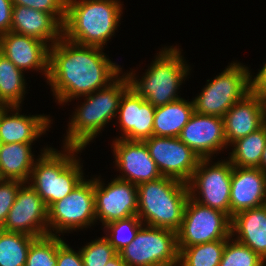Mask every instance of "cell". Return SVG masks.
<instances>
[{
	"label": "cell",
	"instance_id": "obj_1",
	"mask_svg": "<svg viewBox=\"0 0 266 266\" xmlns=\"http://www.w3.org/2000/svg\"><path fill=\"white\" fill-rule=\"evenodd\" d=\"M102 49L79 45L64 37L50 46L47 83L59 104L103 89L122 74V68L107 58Z\"/></svg>",
	"mask_w": 266,
	"mask_h": 266
},
{
	"label": "cell",
	"instance_id": "obj_2",
	"mask_svg": "<svg viewBox=\"0 0 266 266\" xmlns=\"http://www.w3.org/2000/svg\"><path fill=\"white\" fill-rule=\"evenodd\" d=\"M120 0H67L63 37L73 43L103 48L121 18Z\"/></svg>",
	"mask_w": 266,
	"mask_h": 266
},
{
	"label": "cell",
	"instance_id": "obj_3",
	"mask_svg": "<svg viewBox=\"0 0 266 266\" xmlns=\"http://www.w3.org/2000/svg\"><path fill=\"white\" fill-rule=\"evenodd\" d=\"M129 87L128 77L123 74L107 87L83 96L84 102L68 124L64 146L85 149L105 125L117 117L121 97Z\"/></svg>",
	"mask_w": 266,
	"mask_h": 266
},
{
	"label": "cell",
	"instance_id": "obj_4",
	"mask_svg": "<svg viewBox=\"0 0 266 266\" xmlns=\"http://www.w3.org/2000/svg\"><path fill=\"white\" fill-rule=\"evenodd\" d=\"M189 198L187 183L161 176L137 186V216L144 225L178 231Z\"/></svg>",
	"mask_w": 266,
	"mask_h": 266
},
{
	"label": "cell",
	"instance_id": "obj_5",
	"mask_svg": "<svg viewBox=\"0 0 266 266\" xmlns=\"http://www.w3.org/2000/svg\"><path fill=\"white\" fill-rule=\"evenodd\" d=\"M63 148L61 152L51 147L43 148L28 181L47 208L67 196L84 179L83 165L75 156L84 149L69 146Z\"/></svg>",
	"mask_w": 266,
	"mask_h": 266
},
{
	"label": "cell",
	"instance_id": "obj_6",
	"mask_svg": "<svg viewBox=\"0 0 266 266\" xmlns=\"http://www.w3.org/2000/svg\"><path fill=\"white\" fill-rule=\"evenodd\" d=\"M189 70L180 49L170 46L162 48L141 79H137L133 72L125 75L139 96L158 107L181 99L176 92L189 75Z\"/></svg>",
	"mask_w": 266,
	"mask_h": 266
},
{
	"label": "cell",
	"instance_id": "obj_7",
	"mask_svg": "<svg viewBox=\"0 0 266 266\" xmlns=\"http://www.w3.org/2000/svg\"><path fill=\"white\" fill-rule=\"evenodd\" d=\"M250 71L239 62L230 63L213 80H207L193 101L194 112L223 118L226 112L250 92Z\"/></svg>",
	"mask_w": 266,
	"mask_h": 266
},
{
	"label": "cell",
	"instance_id": "obj_8",
	"mask_svg": "<svg viewBox=\"0 0 266 266\" xmlns=\"http://www.w3.org/2000/svg\"><path fill=\"white\" fill-rule=\"evenodd\" d=\"M118 254L129 266H178L177 232L143 225Z\"/></svg>",
	"mask_w": 266,
	"mask_h": 266
},
{
	"label": "cell",
	"instance_id": "obj_9",
	"mask_svg": "<svg viewBox=\"0 0 266 266\" xmlns=\"http://www.w3.org/2000/svg\"><path fill=\"white\" fill-rule=\"evenodd\" d=\"M229 237L231 218L226 213L188 198L182 224L177 231L179 252L185 247L227 240Z\"/></svg>",
	"mask_w": 266,
	"mask_h": 266
},
{
	"label": "cell",
	"instance_id": "obj_10",
	"mask_svg": "<svg viewBox=\"0 0 266 266\" xmlns=\"http://www.w3.org/2000/svg\"><path fill=\"white\" fill-rule=\"evenodd\" d=\"M95 222L94 178H84L67 196L48 208L49 235L88 228Z\"/></svg>",
	"mask_w": 266,
	"mask_h": 266
},
{
	"label": "cell",
	"instance_id": "obj_11",
	"mask_svg": "<svg viewBox=\"0 0 266 266\" xmlns=\"http://www.w3.org/2000/svg\"><path fill=\"white\" fill-rule=\"evenodd\" d=\"M226 160L217 161L212 165L210 158L200 159L197 168L187 182V186L189 197L193 200L204 206L220 210L230 217L233 165L228 159Z\"/></svg>",
	"mask_w": 266,
	"mask_h": 266
},
{
	"label": "cell",
	"instance_id": "obj_12",
	"mask_svg": "<svg viewBox=\"0 0 266 266\" xmlns=\"http://www.w3.org/2000/svg\"><path fill=\"white\" fill-rule=\"evenodd\" d=\"M162 176L187 183L200 157L178 137L151 136L144 140Z\"/></svg>",
	"mask_w": 266,
	"mask_h": 266
},
{
	"label": "cell",
	"instance_id": "obj_13",
	"mask_svg": "<svg viewBox=\"0 0 266 266\" xmlns=\"http://www.w3.org/2000/svg\"><path fill=\"white\" fill-rule=\"evenodd\" d=\"M94 178L96 222L108 223L137 216V185L126 180L113 178L108 185Z\"/></svg>",
	"mask_w": 266,
	"mask_h": 266
},
{
	"label": "cell",
	"instance_id": "obj_14",
	"mask_svg": "<svg viewBox=\"0 0 266 266\" xmlns=\"http://www.w3.org/2000/svg\"><path fill=\"white\" fill-rule=\"evenodd\" d=\"M1 229L36 238L48 235V208L30 183L25 182L19 187Z\"/></svg>",
	"mask_w": 266,
	"mask_h": 266
},
{
	"label": "cell",
	"instance_id": "obj_15",
	"mask_svg": "<svg viewBox=\"0 0 266 266\" xmlns=\"http://www.w3.org/2000/svg\"><path fill=\"white\" fill-rule=\"evenodd\" d=\"M115 166L122 171L117 178L135 185L159 179L160 174L155 161L150 156L144 141H131L116 138L112 145Z\"/></svg>",
	"mask_w": 266,
	"mask_h": 266
},
{
	"label": "cell",
	"instance_id": "obj_16",
	"mask_svg": "<svg viewBox=\"0 0 266 266\" xmlns=\"http://www.w3.org/2000/svg\"><path fill=\"white\" fill-rule=\"evenodd\" d=\"M178 138L200 159H211L213 154L228 147L223 118L197 112L191 115Z\"/></svg>",
	"mask_w": 266,
	"mask_h": 266
},
{
	"label": "cell",
	"instance_id": "obj_17",
	"mask_svg": "<svg viewBox=\"0 0 266 266\" xmlns=\"http://www.w3.org/2000/svg\"><path fill=\"white\" fill-rule=\"evenodd\" d=\"M155 109L150 102L139 96L131 87L122 95L118 108L121 137L131 141H144L153 136Z\"/></svg>",
	"mask_w": 266,
	"mask_h": 266
},
{
	"label": "cell",
	"instance_id": "obj_18",
	"mask_svg": "<svg viewBox=\"0 0 266 266\" xmlns=\"http://www.w3.org/2000/svg\"><path fill=\"white\" fill-rule=\"evenodd\" d=\"M49 48L44 41L12 31L0 36V52L18 69H38L46 78L49 75Z\"/></svg>",
	"mask_w": 266,
	"mask_h": 266
},
{
	"label": "cell",
	"instance_id": "obj_19",
	"mask_svg": "<svg viewBox=\"0 0 266 266\" xmlns=\"http://www.w3.org/2000/svg\"><path fill=\"white\" fill-rule=\"evenodd\" d=\"M266 204V174L259 168L233 166L230 218L236 213Z\"/></svg>",
	"mask_w": 266,
	"mask_h": 266
},
{
	"label": "cell",
	"instance_id": "obj_20",
	"mask_svg": "<svg viewBox=\"0 0 266 266\" xmlns=\"http://www.w3.org/2000/svg\"><path fill=\"white\" fill-rule=\"evenodd\" d=\"M10 31L44 41L49 46L63 37V25L53 15L21 5H13Z\"/></svg>",
	"mask_w": 266,
	"mask_h": 266
},
{
	"label": "cell",
	"instance_id": "obj_21",
	"mask_svg": "<svg viewBox=\"0 0 266 266\" xmlns=\"http://www.w3.org/2000/svg\"><path fill=\"white\" fill-rule=\"evenodd\" d=\"M20 107H6L0 115V139L3 144L33 143L38 137L45 134L51 125L49 116L22 115ZM10 114L8 115V113ZM13 114H12V113ZM12 114V115H11Z\"/></svg>",
	"mask_w": 266,
	"mask_h": 266
},
{
	"label": "cell",
	"instance_id": "obj_22",
	"mask_svg": "<svg viewBox=\"0 0 266 266\" xmlns=\"http://www.w3.org/2000/svg\"><path fill=\"white\" fill-rule=\"evenodd\" d=\"M227 145L257 131L265 123L259 97L249 92L223 116Z\"/></svg>",
	"mask_w": 266,
	"mask_h": 266
},
{
	"label": "cell",
	"instance_id": "obj_23",
	"mask_svg": "<svg viewBox=\"0 0 266 266\" xmlns=\"http://www.w3.org/2000/svg\"><path fill=\"white\" fill-rule=\"evenodd\" d=\"M250 247L266 261V204L236 213L231 218V236Z\"/></svg>",
	"mask_w": 266,
	"mask_h": 266
},
{
	"label": "cell",
	"instance_id": "obj_24",
	"mask_svg": "<svg viewBox=\"0 0 266 266\" xmlns=\"http://www.w3.org/2000/svg\"><path fill=\"white\" fill-rule=\"evenodd\" d=\"M32 143L2 144L0 149V169L8 180L28 183L36 161L32 153Z\"/></svg>",
	"mask_w": 266,
	"mask_h": 266
},
{
	"label": "cell",
	"instance_id": "obj_25",
	"mask_svg": "<svg viewBox=\"0 0 266 266\" xmlns=\"http://www.w3.org/2000/svg\"><path fill=\"white\" fill-rule=\"evenodd\" d=\"M194 113L193 101L183 98L155 109L153 135L178 137Z\"/></svg>",
	"mask_w": 266,
	"mask_h": 266
},
{
	"label": "cell",
	"instance_id": "obj_26",
	"mask_svg": "<svg viewBox=\"0 0 266 266\" xmlns=\"http://www.w3.org/2000/svg\"><path fill=\"white\" fill-rule=\"evenodd\" d=\"M266 144V124L233 142L229 161L233 166L258 168Z\"/></svg>",
	"mask_w": 266,
	"mask_h": 266
},
{
	"label": "cell",
	"instance_id": "obj_27",
	"mask_svg": "<svg viewBox=\"0 0 266 266\" xmlns=\"http://www.w3.org/2000/svg\"><path fill=\"white\" fill-rule=\"evenodd\" d=\"M0 52V104L21 106L26 93L24 73Z\"/></svg>",
	"mask_w": 266,
	"mask_h": 266
},
{
	"label": "cell",
	"instance_id": "obj_28",
	"mask_svg": "<svg viewBox=\"0 0 266 266\" xmlns=\"http://www.w3.org/2000/svg\"><path fill=\"white\" fill-rule=\"evenodd\" d=\"M35 238L0 228V266H25L31 242Z\"/></svg>",
	"mask_w": 266,
	"mask_h": 266
},
{
	"label": "cell",
	"instance_id": "obj_29",
	"mask_svg": "<svg viewBox=\"0 0 266 266\" xmlns=\"http://www.w3.org/2000/svg\"><path fill=\"white\" fill-rule=\"evenodd\" d=\"M227 240H217L183 248L178 266H219Z\"/></svg>",
	"mask_w": 266,
	"mask_h": 266
},
{
	"label": "cell",
	"instance_id": "obj_30",
	"mask_svg": "<svg viewBox=\"0 0 266 266\" xmlns=\"http://www.w3.org/2000/svg\"><path fill=\"white\" fill-rule=\"evenodd\" d=\"M63 242L59 234L35 238L31 242L25 266H56L58 247Z\"/></svg>",
	"mask_w": 266,
	"mask_h": 266
},
{
	"label": "cell",
	"instance_id": "obj_31",
	"mask_svg": "<svg viewBox=\"0 0 266 266\" xmlns=\"http://www.w3.org/2000/svg\"><path fill=\"white\" fill-rule=\"evenodd\" d=\"M143 225L138 216L117 220L104 226V230L106 229L105 234L107 233L105 237L113 248L119 252L135 239L138 230Z\"/></svg>",
	"mask_w": 266,
	"mask_h": 266
},
{
	"label": "cell",
	"instance_id": "obj_32",
	"mask_svg": "<svg viewBox=\"0 0 266 266\" xmlns=\"http://www.w3.org/2000/svg\"><path fill=\"white\" fill-rule=\"evenodd\" d=\"M229 237L219 266H265L266 261L250 247ZM231 240V241H230ZM232 242V243H231Z\"/></svg>",
	"mask_w": 266,
	"mask_h": 266
},
{
	"label": "cell",
	"instance_id": "obj_33",
	"mask_svg": "<svg viewBox=\"0 0 266 266\" xmlns=\"http://www.w3.org/2000/svg\"><path fill=\"white\" fill-rule=\"evenodd\" d=\"M79 250L84 266H104L118 254L105 236L92 240Z\"/></svg>",
	"mask_w": 266,
	"mask_h": 266
},
{
	"label": "cell",
	"instance_id": "obj_34",
	"mask_svg": "<svg viewBox=\"0 0 266 266\" xmlns=\"http://www.w3.org/2000/svg\"><path fill=\"white\" fill-rule=\"evenodd\" d=\"M13 5L33 8L53 15L62 25L66 17L67 0H12Z\"/></svg>",
	"mask_w": 266,
	"mask_h": 266
},
{
	"label": "cell",
	"instance_id": "obj_35",
	"mask_svg": "<svg viewBox=\"0 0 266 266\" xmlns=\"http://www.w3.org/2000/svg\"><path fill=\"white\" fill-rule=\"evenodd\" d=\"M24 182L6 179L0 184V228L4 225L9 210L13 206L19 187Z\"/></svg>",
	"mask_w": 266,
	"mask_h": 266
},
{
	"label": "cell",
	"instance_id": "obj_36",
	"mask_svg": "<svg viewBox=\"0 0 266 266\" xmlns=\"http://www.w3.org/2000/svg\"><path fill=\"white\" fill-rule=\"evenodd\" d=\"M56 266H84L80 250L74 251L65 241L58 247Z\"/></svg>",
	"mask_w": 266,
	"mask_h": 266
},
{
	"label": "cell",
	"instance_id": "obj_37",
	"mask_svg": "<svg viewBox=\"0 0 266 266\" xmlns=\"http://www.w3.org/2000/svg\"><path fill=\"white\" fill-rule=\"evenodd\" d=\"M12 14V0H0V36L11 30Z\"/></svg>",
	"mask_w": 266,
	"mask_h": 266
},
{
	"label": "cell",
	"instance_id": "obj_38",
	"mask_svg": "<svg viewBox=\"0 0 266 266\" xmlns=\"http://www.w3.org/2000/svg\"><path fill=\"white\" fill-rule=\"evenodd\" d=\"M254 77V78H252ZM250 92H263L266 91V62L264 63L257 76L250 74Z\"/></svg>",
	"mask_w": 266,
	"mask_h": 266
},
{
	"label": "cell",
	"instance_id": "obj_39",
	"mask_svg": "<svg viewBox=\"0 0 266 266\" xmlns=\"http://www.w3.org/2000/svg\"><path fill=\"white\" fill-rule=\"evenodd\" d=\"M252 93H255L259 97L261 108H262L263 120H264V123L266 124V91L252 92Z\"/></svg>",
	"mask_w": 266,
	"mask_h": 266
},
{
	"label": "cell",
	"instance_id": "obj_40",
	"mask_svg": "<svg viewBox=\"0 0 266 266\" xmlns=\"http://www.w3.org/2000/svg\"><path fill=\"white\" fill-rule=\"evenodd\" d=\"M104 266H129L119 254L107 262Z\"/></svg>",
	"mask_w": 266,
	"mask_h": 266
},
{
	"label": "cell",
	"instance_id": "obj_41",
	"mask_svg": "<svg viewBox=\"0 0 266 266\" xmlns=\"http://www.w3.org/2000/svg\"><path fill=\"white\" fill-rule=\"evenodd\" d=\"M258 168L261 169L266 174V144L263 153L261 155V161Z\"/></svg>",
	"mask_w": 266,
	"mask_h": 266
},
{
	"label": "cell",
	"instance_id": "obj_42",
	"mask_svg": "<svg viewBox=\"0 0 266 266\" xmlns=\"http://www.w3.org/2000/svg\"><path fill=\"white\" fill-rule=\"evenodd\" d=\"M5 180L6 178L3 176L1 169H0V184H2Z\"/></svg>",
	"mask_w": 266,
	"mask_h": 266
},
{
	"label": "cell",
	"instance_id": "obj_43",
	"mask_svg": "<svg viewBox=\"0 0 266 266\" xmlns=\"http://www.w3.org/2000/svg\"><path fill=\"white\" fill-rule=\"evenodd\" d=\"M7 106L3 105V104H0V115H1V112L6 108Z\"/></svg>",
	"mask_w": 266,
	"mask_h": 266
},
{
	"label": "cell",
	"instance_id": "obj_44",
	"mask_svg": "<svg viewBox=\"0 0 266 266\" xmlns=\"http://www.w3.org/2000/svg\"><path fill=\"white\" fill-rule=\"evenodd\" d=\"M2 144H3V143H2V140L0 139V149H1V147H2Z\"/></svg>",
	"mask_w": 266,
	"mask_h": 266
}]
</instances>
